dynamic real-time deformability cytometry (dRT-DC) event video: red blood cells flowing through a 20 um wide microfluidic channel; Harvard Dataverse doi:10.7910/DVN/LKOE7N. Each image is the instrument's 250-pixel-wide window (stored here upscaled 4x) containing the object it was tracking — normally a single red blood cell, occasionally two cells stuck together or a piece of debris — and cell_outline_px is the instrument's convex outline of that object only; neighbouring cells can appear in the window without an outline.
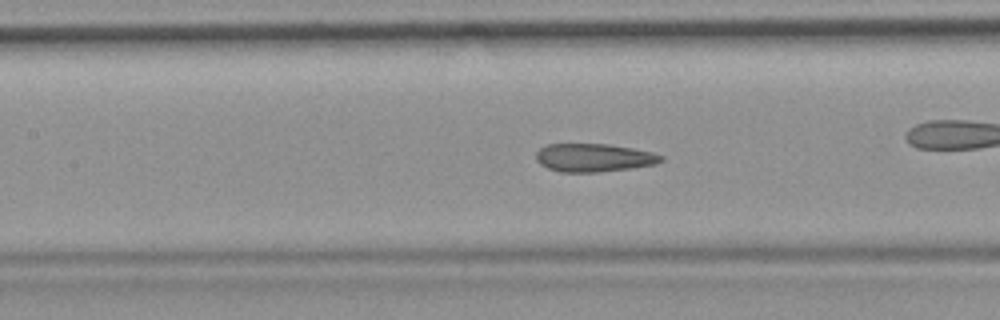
{"species": "common noctule bat (a hibernating species)", "species_latin": "Nyctalus noctula", "temperature_condition": "room temperature", "stored_images_in_passage": 54, "camera_frame_rate_fps": 3000, "um_per_image_px": 0.085, "animal": {"sex": "female", "body_mass_g": 19.9}, "frame": {"image": 1, "passage_image": 24, "time_ms": 7.667, "image_size_px": [1000, 320], "cell_outline_px": [[664, 160], [656, 164], [632, 168], [596, 172], [560, 172], [548, 168], [540, 164], [536, 160], [536, 152], [544, 144], [608, 144], [632, 148], [652, 152], [664, 156]], "centroid_in_image_um": [50.47, 13.4], "position_along_channel_um": 156.9, "area_um2": 20.63}, "authors_computed_cell_mechanics": {"area_um2": 21.964, "velocity_mm_per_s": 3.7483, "shape_relaxation_time_tau1_ms": null, "shape_relaxation_time_tau2_ms": 1.8227, "deformation_change_tau1": null, "deformation_change_tau2": 0.0787}}